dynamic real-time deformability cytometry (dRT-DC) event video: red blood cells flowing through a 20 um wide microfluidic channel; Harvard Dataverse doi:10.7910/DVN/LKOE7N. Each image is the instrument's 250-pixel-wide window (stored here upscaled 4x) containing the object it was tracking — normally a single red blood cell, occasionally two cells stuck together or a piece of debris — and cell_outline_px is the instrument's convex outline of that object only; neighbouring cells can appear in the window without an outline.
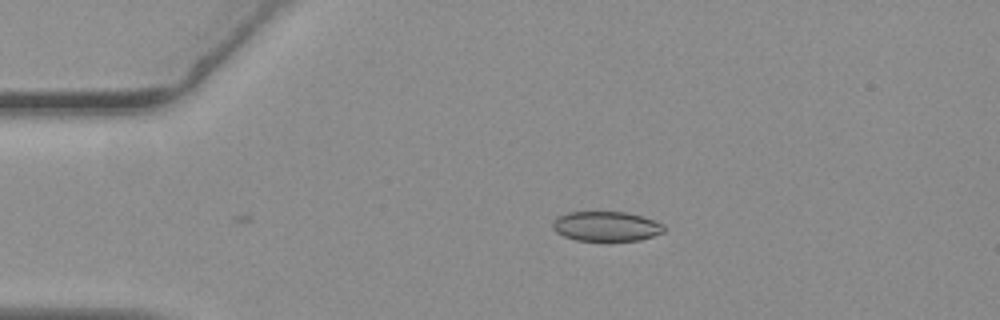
{"species": "common noctule bat (a hibernating species)", "species_latin": "Nyctalus noctula", "temperature_condition": "warm", "stored_images_in_passage": 2, "camera_frame_rate_fps": 3000, "um_per_image_px": 0.085, "animal": {"sex": "female", "body_mass_g": 19.3, "forearm_length_mm": 54.1}, "frame": {"image": 1, "passage_image": 2, "time_ms": 0.333, "image_size_px": [1000, 320], "cell_outline_px": [[664, 232], [640, 240], [608, 244], [576, 240], [564, 236], [556, 232], [552, 228], [552, 224], [556, 216], [568, 212], [628, 212], [664, 224]], "centroid_in_image_um": [51.5, 19.29], "position_along_channel_um": 33.5, "area_um2": 20.11}}